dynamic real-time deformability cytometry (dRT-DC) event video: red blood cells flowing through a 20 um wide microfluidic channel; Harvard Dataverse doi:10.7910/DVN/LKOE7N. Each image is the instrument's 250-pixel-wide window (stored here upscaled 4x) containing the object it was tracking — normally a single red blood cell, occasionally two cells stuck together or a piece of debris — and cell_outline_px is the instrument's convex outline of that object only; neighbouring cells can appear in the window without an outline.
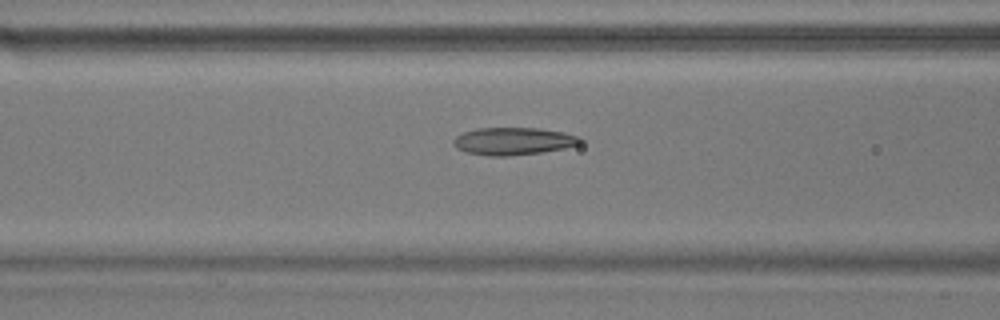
{"species": "common noctule bat (a hibernating species)", "species_latin": "Nyctalus noctula", "temperature_condition": "warm", "stored_images_in_passage": 43, "camera_frame_rate_fps": 3000, "um_per_image_px": 0.085, "animal": {"sex": "male", "body_mass_g": 17.9}, "frame": {"image": 1, "passage_image": 10, "time_ms": 3.0, "image_size_px": [1000, 320], "cell_outline_px": [[584, 140], [580, 144], [564, 148], [544, 152], [508, 156], [488, 156], [468, 152], [456, 148], [452, 144], [452, 140], [456, 136], [464, 132], [476, 128], [540, 128], [564, 132], [580, 136]], "centroid_in_image_um": [43.66, 12.0], "position_along_channel_um": 122.9, "area_um2": 20.52}}
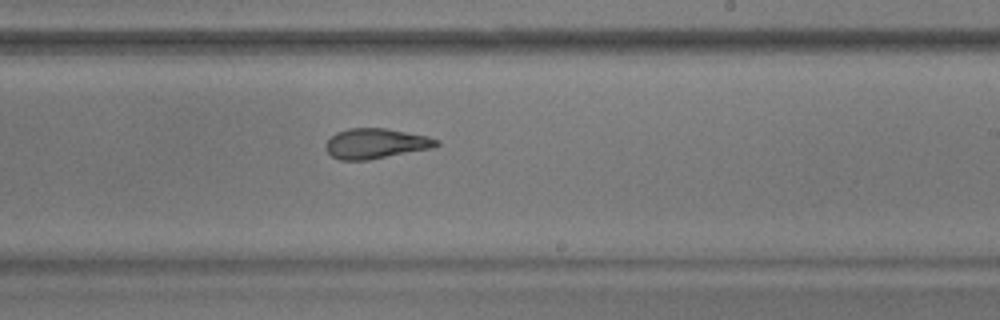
{"frame": {"image": 2, "passage_image": 21, "time_ms": 6.667, "image_size_px": [1000, 320], "cell_outline_px": [[440, 144], [432, 148], [368, 160], [340, 160], [332, 156], [324, 148], [324, 144], [336, 132], [348, 128], [384, 128], [428, 136], [440, 140]], "centroid_in_image_um": [31.93, 12.2], "position_along_channel_um": 257.1, "area_um2": 19.48}}
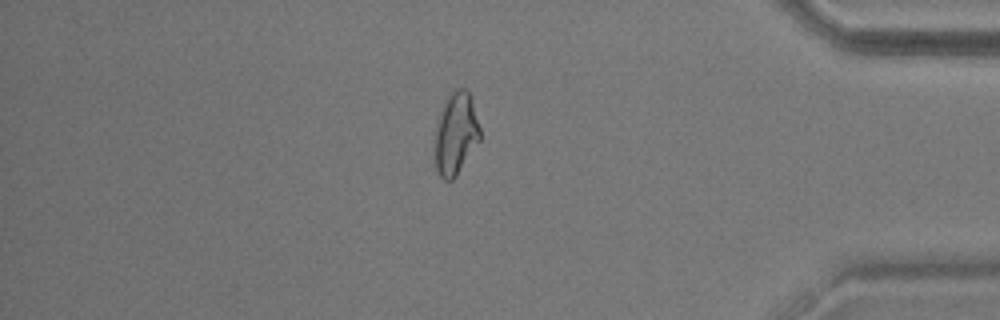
{"frame": {"image": 3, "passage_image": 35, "time_ms": 11.333, "image_size_px": [1000, 320], "cell_outline_px": [[480, 140], [456, 176], [452, 180], [444, 180], [436, 172], [436, 120], [444, 100], [448, 92], [456, 88], [464, 88], [472, 96], [480, 128]], "centroid_in_image_um": [38.75, 11.3], "position_along_channel_um": 396.5, "area_um2": 21.91}, "authors_computed_cell_mechanics": {"area_um2": 20.4612, "velocity_mm_per_s": 3.6613, "shape_relaxation_time_tau1_ms": 8.7615, "shape_relaxation_time_tau2_ms": 1.7134, "deformation_change_tau1": 0.2328, "deformation_change_tau2": 0.0989}}